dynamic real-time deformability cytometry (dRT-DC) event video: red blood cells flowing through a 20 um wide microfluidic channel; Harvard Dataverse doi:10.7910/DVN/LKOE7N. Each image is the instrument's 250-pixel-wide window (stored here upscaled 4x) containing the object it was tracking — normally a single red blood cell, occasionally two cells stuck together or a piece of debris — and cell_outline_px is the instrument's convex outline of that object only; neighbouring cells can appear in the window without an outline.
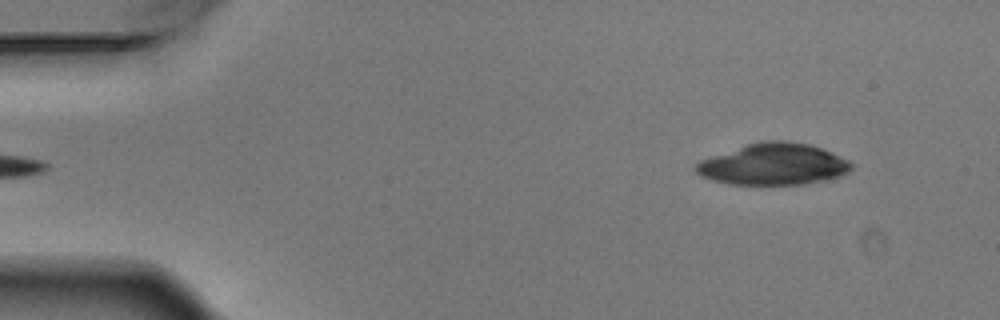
{"species": "Egyptian fruit bat (a non-hibernating species)", "species_latin": "Rousettus aegyptiacus", "temperature_condition": "warm", "stored_images_in_passage": 7, "segment_of_instrument_passage": [2, 2], "camera_frame_rate_fps": 3000, "um_per_image_px": 0.085, "animal": {"sex": "male"}, "frame": {"image": 1, "passage_image": 7, "time_ms": 2.0, "image_size_px": [1000, 320], "cell_outline_px": [[852, 168], [848, 172], [840, 176], [828, 180], [804, 184], [728, 184], [712, 180], [700, 176], [692, 168], [700, 160], [748, 144], [764, 140], [788, 140], [808, 144], [820, 148], [848, 160], [852, 164]], "centroid_in_image_um": [65.73, 13.97], "position_along_channel_um": 19.3, "area_um2": 37.51}}